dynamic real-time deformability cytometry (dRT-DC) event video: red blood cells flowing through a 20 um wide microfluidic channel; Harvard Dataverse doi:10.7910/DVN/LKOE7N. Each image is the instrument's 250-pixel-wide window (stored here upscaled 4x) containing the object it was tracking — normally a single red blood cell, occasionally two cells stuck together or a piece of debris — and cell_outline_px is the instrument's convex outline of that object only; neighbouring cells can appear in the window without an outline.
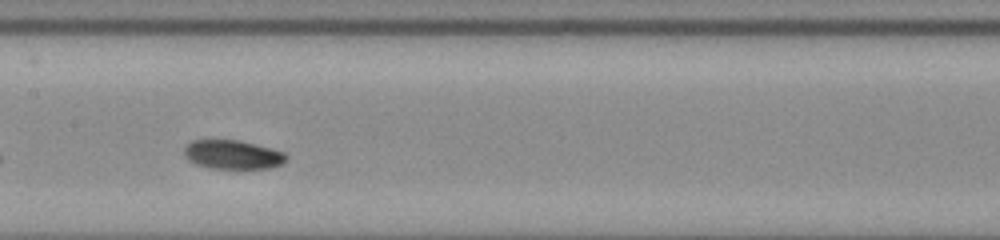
{"species": "common noctule bat (a hibernating species)", "species_latin": "Nyctalus noctula", "temperature_condition": "room temperature", "stored_images_in_passage": 26, "camera_frame_rate_fps": 3000, "um_per_image_px": 0.085, "animal": {"sex": "male", "body_mass_g": 20.0, "forearm_length_mm": 53.3}, "frame": {"image": 1, "passage_image": 12, "time_ms": 3.667, "image_size_px": [1000, 240], "cell_outline_px": [[288, 160], [284, 164], [272, 168], [208, 168], [196, 164], [188, 160], [184, 156], [184, 148], [192, 140], [236, 140], [284, 152], [288, 156]], "centroid_in_image_um": [19.78, 13.16], "position_along_channel_um": 187.6, "area_um2": 17.17}}
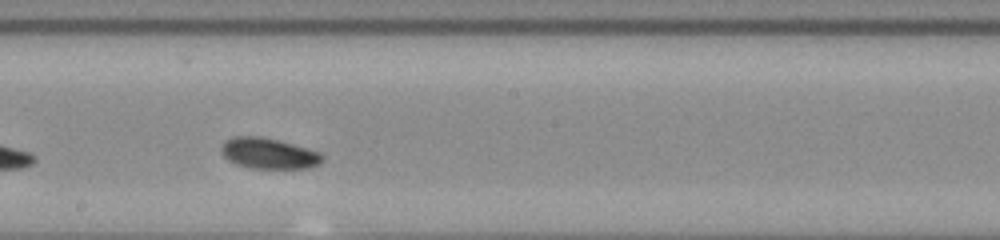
{"frame": {"image": 2, "passage_image": 15, "time_ms": 4.667, "image_size_px": [1000, 240], "cell_outline_px": [[324, 160], [320, 164], [308, 168], [248, 168], [236, 164], [228, 160], [224, 156], [220, 148], [220, 144], [224, 140], [232, 136], [260, 136], [292, 144], [320, 152], [324, 156]], "centroid_in_image_um": [22.81, 13.04], "position_along_channel_um": 225.4, "area_um2": 18.26}}
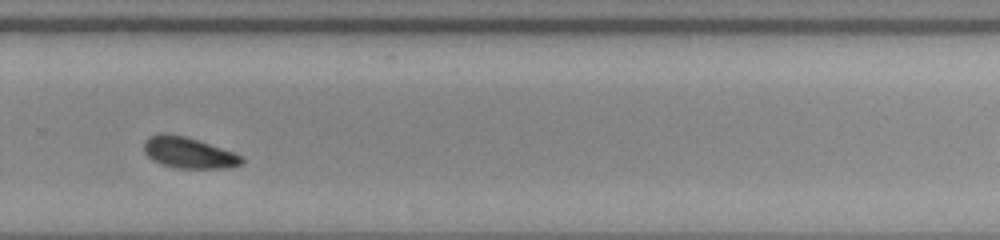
{"frame": {"image": 3, "passage_image": 22, "time_ms": 7.0, "image_size_px": [1000, 240], "cell_outline_px": [[244, 160], [240, 164], [228, 168], [176, 168], [160, 164], [152, 160], [144, 152], [144, 140], [148, 136], [160, 132], [164, 132], [184, 136], [244, 156]], "centroid_in_image_um": [15.97, 12.98], "position_along_channel_um": 313.8, "area_um2": 17.69}, "authors_computed_cell_mechanics": {"area_um2": 17.4845, "velocity_mm_per_s": 3.7899, "shape_relaxation_time_tau1_ms": 1.6631, "shape_relaxation_time_tau2_ms": 5.5243, "deformation_change_tau1": 0.0821, "deformation_change_tau2": 0.1174}}